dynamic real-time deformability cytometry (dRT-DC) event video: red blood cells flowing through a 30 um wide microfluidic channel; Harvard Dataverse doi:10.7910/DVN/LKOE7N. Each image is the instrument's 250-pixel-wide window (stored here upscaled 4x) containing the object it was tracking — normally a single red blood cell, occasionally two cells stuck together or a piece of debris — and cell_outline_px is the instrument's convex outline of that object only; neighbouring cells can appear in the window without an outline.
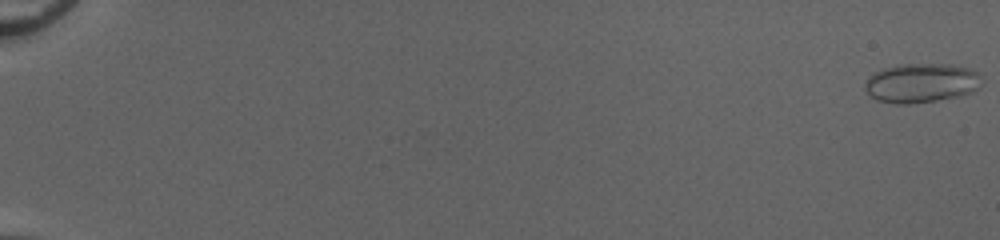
{"species": "common noctule bat (a hibernating species)", "species_latin": "Nyctalus noctula", "temperature_condition": "cold", "stored_images_in_passage": 53, "camera_frame_rate_fps": 3000, "um_per_image_px": 0.085, "animal": {"sex": "female", "body_mass_g": 20.0, "forearm_length_mm": 54.0}, "frame": {"image": 1, "passage_image": 1, "time_ms": 0.0, "image_size_px": [1000, 240], "cell_outline_px": [[980, 88], [972, 92], [960, 96], [936, 100], [908, 104], [896, 104], [876, 100], [864, 88], [864, 84], [872, 72], [896, 64], [952, 64], [968, 68], [976, 72], [980, 76]], "centroid_in_image_um": [78.29, 7.05], "position_along_channel_um": 6.7, "area_um2": 26.88}}
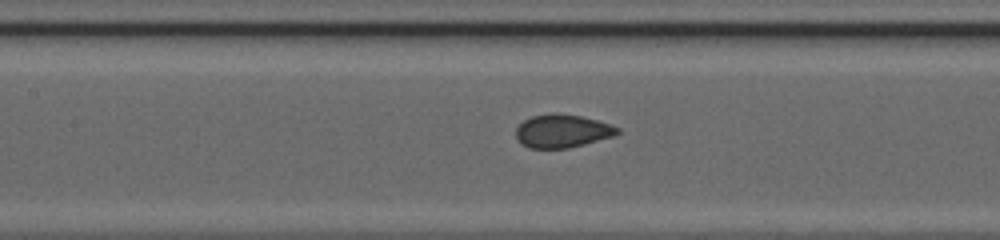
{"frame": {"image": 2, "passage_image": 28, "time_ms": 9.0, "image_size_px": [1000, 240], "cell_outline_px": [[620, 132], [616, 136], [568, 148], [528, 148], [520, 144], [516, 140], [516, 128], [524, 120], [532, 116], [552, 112], [556, 112], [580, 116], [612, 124], [620, 128]], "centroid_in_image_um": [47.79, 11.14], "position_along_channel_um": 159.6, "area_um2": 19.94}}
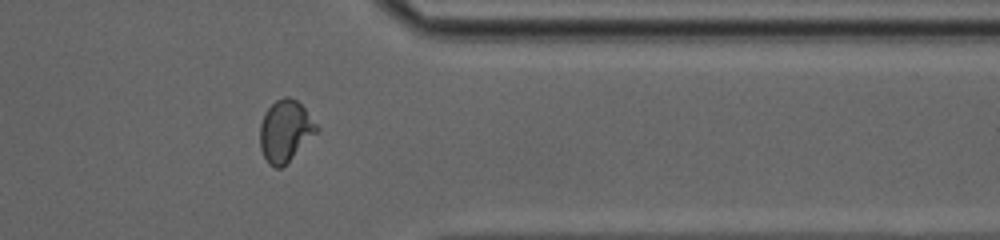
{"frame": {"image": 3, "passage_image": 45, "time_ms": 14.667, "image_size_px": [1000, 240], "cell_outline_px": [[320, 128], [280, 168], [276, 168], [268, 164], [260, 148], [260, 124], [264, 112], [276, 100], [284, 96], [288, 96], [296, 100], [304, 108]], "centroid_in_image_um": [24.21, 11.1], "position_along_channel_um": 387.2, "area_um2": 19.88}, "authors_computed_cell_mechanics": {"area_um2": 20.1722, "velocity_mm_per_s": 4.1073, "shape_relaxation_time_tau1_ms": 8.5066, "shape_relaxation_time_tau2_ms": null, "deformation_change_tau1": 0.1807, "deformation_change_tau2": null}}